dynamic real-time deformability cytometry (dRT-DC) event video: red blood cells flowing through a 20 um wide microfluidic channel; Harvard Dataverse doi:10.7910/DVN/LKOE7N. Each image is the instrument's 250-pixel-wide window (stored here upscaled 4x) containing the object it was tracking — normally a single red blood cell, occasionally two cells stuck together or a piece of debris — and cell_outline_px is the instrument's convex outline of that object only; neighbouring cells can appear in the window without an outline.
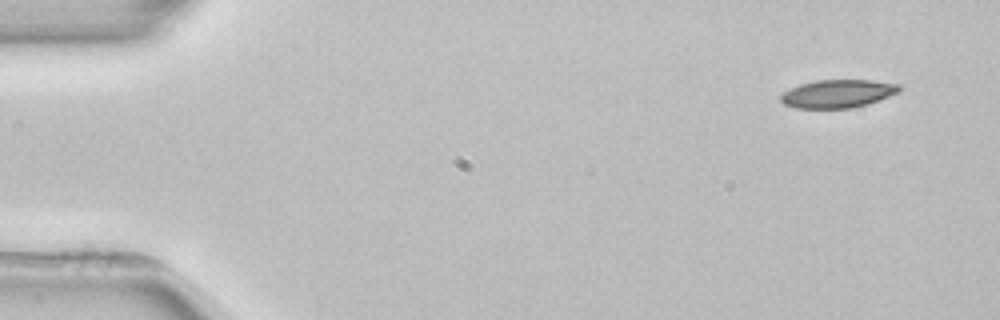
{"species": "common noctule bat (a hibernating species)", "species_latin": "Nyctalus noctula", "temperature_condition": "room temperature", "stored_images_in_passage": 5, "camera_frame_rate_fps": 3000, "um_per_image_px": 0.085, "animal": {"sex": "female", "body_mass_g": 22.7, "forearm_length_mm": 54.2}, "frame": {"image": 1, "passage_image": 1, "time_ms": 0.0, "image_size_px": [1000, 320], "cell_outline_px": [[900, 92], [868, 104], [852, 108], [796, 108], [784, 104], [780, 100], [780, 96], [784, 92], [800, 84], [816, 80], [872, 80], [900, 84]], "centroid_in_image_um": [71.23, 7.96], "position_along_channel_um": 13.8, "area_um2": 19.42}}
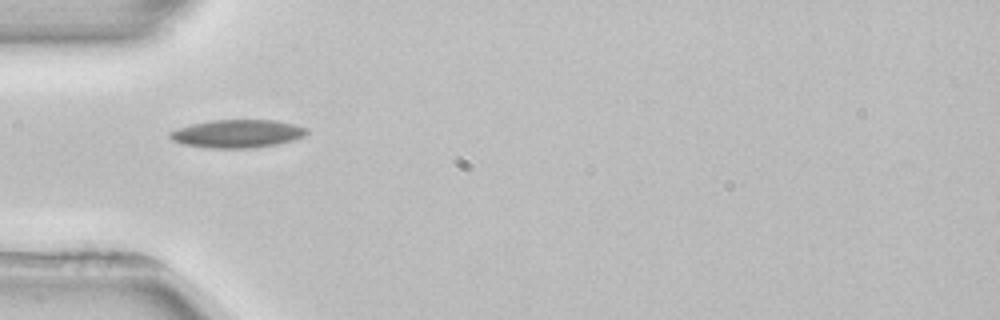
{"frame": {"image": 2, "passage_image": 4, "time_ms": 4.333, "image_size_px": [1000, 320], "cell_outline_px": [[308, 132], [304, 136], [292, 140], [276, 144], [252, 148], [208, 148], [184, 144], [172, 140], [168, 136], [168, 132], [176, 128], [192, 124], [212, 120], [276, 120], [296, 124], [308, 128]], "centroid_in_image_um": [20.17, 11.35], "position_along_channel_um": 64.8, "area_um2": 22.48}}